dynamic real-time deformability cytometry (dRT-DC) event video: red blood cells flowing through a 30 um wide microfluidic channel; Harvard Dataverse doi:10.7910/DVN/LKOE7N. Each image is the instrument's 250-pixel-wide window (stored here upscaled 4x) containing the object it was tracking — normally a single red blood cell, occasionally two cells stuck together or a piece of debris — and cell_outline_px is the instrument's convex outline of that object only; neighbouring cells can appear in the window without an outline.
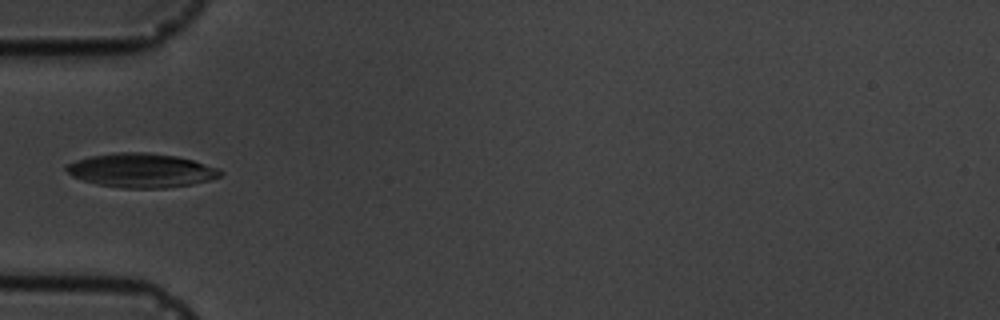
{"species": "common noctule bat (a hibernating species)", "species_latin": "Nyctalus noctula", "temperature_condition": "cold", "stored_images_in_passage": 5, "camera_frame_rate_fps": 3000, "um_per_image_px": 0.085, "animal": {"sex": "male", "body_mass_g": 19.5, "forearm_length_mm": 54.6}, "frame": {"image": 1, "passage_image": 3, "time_ms": 3.333, "image_size_px": [1000, 320], "cell_outline_px": [[224, 172], [220, 176], [208, 180], [192, 184], [164, 188], [120, 188], [96, 184], [72, 176], [64, 168], [64, 164], [88, 156], [112, 152], [148, 152], [176, 156], [192, 160], [216, 168]], "centroid_in_image_um": [11.94, 14.48], "position_along_channel_um": 73.1, "area_um2": 30.63}}
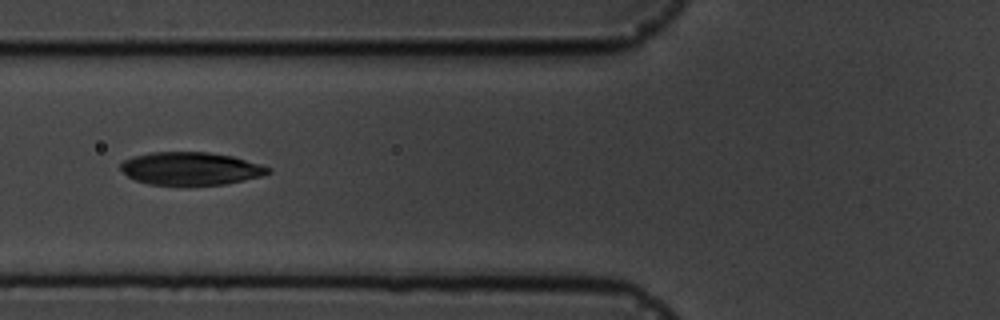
{"frame": {"image": 2, "passage_image": 4, "time_ms": 4.333, "image_size_px": [1000, 320], "cell_outline_px": [[272, 172], [260, 176], [244, 180], [224, 184], [148, 184], [136, 180], [128, 176], [120, 168], [120, 164], [124, 160], [132, 156], [152, 152], [208, 152], [232, 156], [260, 164], [272, 168]], "centroid_in_image_um": [16.21, 14.31], "position_along_channel_um": 109.6, "area_um2": 27.98}}
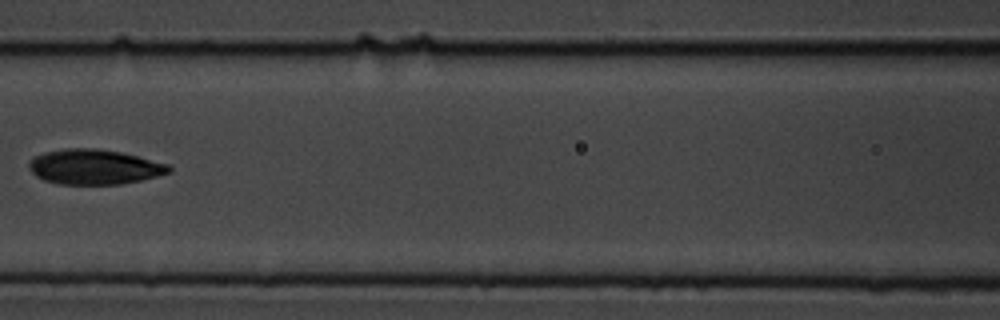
{"frame": {"image": 3, "passage_image": 5, "time_ms": 5.667, "image_size_px": [1000, 320], "cell_outline_px": [[172, 172], [140, 180], [120, 184], [56, 184], [44, 180], [36, 176], [28, 168], [28, 160], [32, 156], [44, 152], [64, 148], [100, 148], [120, 152], [168, 164], [172, 168]], "centroid_in_image_um": [7.96, 14.18], "position_along_channel_um": 158.6, "area_um2": 28.73}}